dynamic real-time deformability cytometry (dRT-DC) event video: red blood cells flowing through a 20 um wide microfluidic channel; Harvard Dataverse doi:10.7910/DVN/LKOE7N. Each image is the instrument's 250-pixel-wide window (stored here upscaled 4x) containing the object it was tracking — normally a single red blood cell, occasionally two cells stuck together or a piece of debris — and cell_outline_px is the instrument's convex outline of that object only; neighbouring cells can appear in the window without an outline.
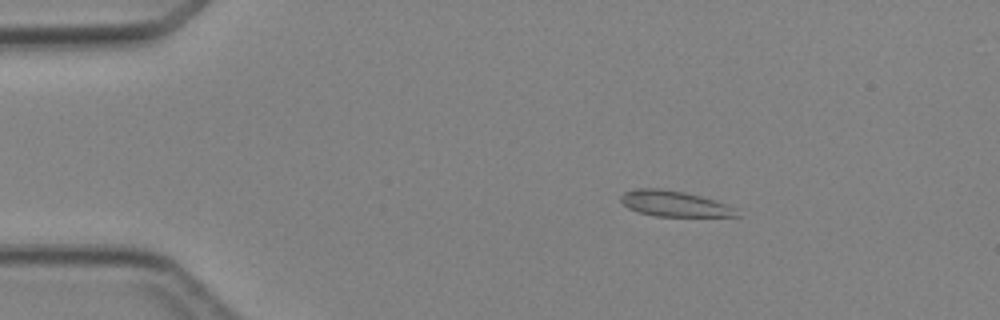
{"species": "Egyptian fruit bat (a non-hibernating species)", "species_latin": "Rousettus aegyptiacus", "temperature_condition": "cold", "stored_images_in_passage": 3, "camera_frame_rate_fps": 3000, "um_per_image_px": 0.085, "animal": {"sex": "female"}, "frame": {"image": 1, "passage_image": 2, "time_ms": 1.333, "image_size_px": [1000, 320], "cell_outline_px": [[740, 216], [656, 216], [640, 212], [628, 208], [620, 200], [620, 196], [624, 192], [636, 188], [660, 188], [684, 192], [716, 200], [736, 208]], "centroid_in_image_um": [57.32, 17.3], "position_along_channel_um": 27.7, "area_um2": 17.28}}